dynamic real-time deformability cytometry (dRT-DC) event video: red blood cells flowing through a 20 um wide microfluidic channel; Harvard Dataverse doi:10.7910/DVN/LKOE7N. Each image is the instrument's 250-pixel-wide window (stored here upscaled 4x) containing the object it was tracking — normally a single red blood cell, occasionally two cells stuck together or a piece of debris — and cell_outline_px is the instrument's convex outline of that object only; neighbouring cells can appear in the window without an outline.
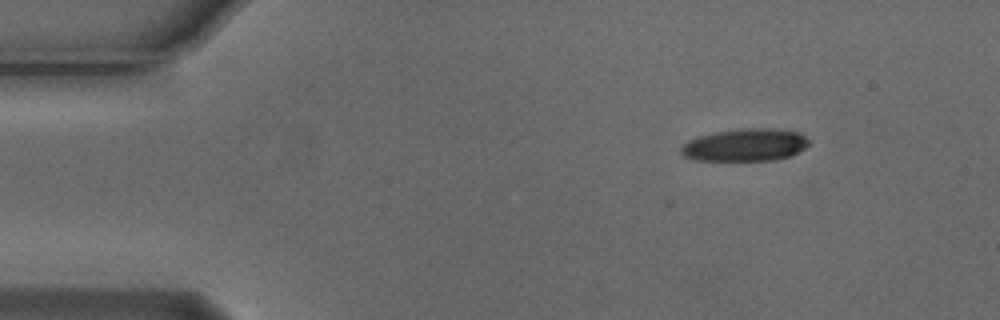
{"species": "Egyptian fruit bat (a non-hibernating species)", "species_latin": "Rousettus aegyptiacus", "temperature_condition": "cold", "stored_images_in_passage": 4, "camera_frame_rate_fps": 3000, "um_per_image_px": 0.085, "animal": {"sex": "male"}, "frame": {"image": 1, "passage_image": 4, "time_ms": 1.0, "image_size_px": [1000, 320], "cell_outline_px": [[808, 144], [804, 148], [792, 156], [776, 160], [696, 160], [684, 156], [680, 152], [680, 148], [688, 140], [700, 136], [716, 132], [740, 128], [772, 128], [800, 132], [808, 140]], "centroid_in_image_um": [63.35, 12.32], "position_along_channel_um": 21.6, "area_um2": 24.22}}